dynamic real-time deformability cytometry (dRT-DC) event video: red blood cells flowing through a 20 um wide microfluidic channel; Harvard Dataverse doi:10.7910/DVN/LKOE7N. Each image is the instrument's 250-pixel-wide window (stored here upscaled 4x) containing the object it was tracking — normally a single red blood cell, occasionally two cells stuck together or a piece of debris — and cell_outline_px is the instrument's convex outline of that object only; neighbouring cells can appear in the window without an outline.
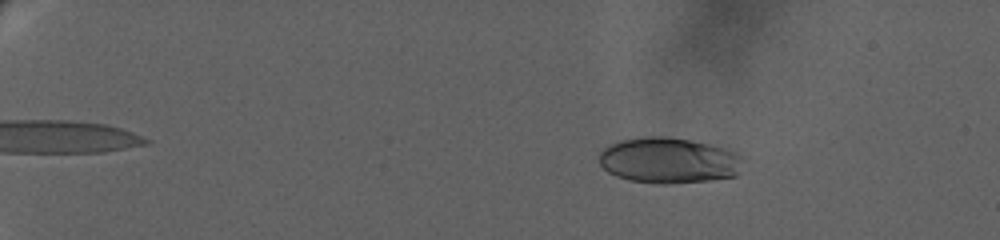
{"species": "human", "species_latin": "Homo sapiens", "temperature_condition": "warm", "stored_images_in_passage": 66, "camera_frame_rate_fps": 3000, "um_per_image_px": 0.085, "donor": {"sex": "female"}, "frame": {"image": 1, "passage_image": 11, "time_ms": 4.0, "image_size_px": [1000, 240], "cell_outline_px": [[740, 172], [736, 176], [708, 180], [664, 184], [660, 184], [628, 180], [616, 176], [608, 172], [600, 164], [600, 152], [604, 148], [620, 140], [644, 136], [668, 136], [692, 140], [712, 144], [740, 152]], "centroid_in_image_um": [56.86, 13.62], "position_along_channel_um": 28.1, "area_um2": 38.61}}
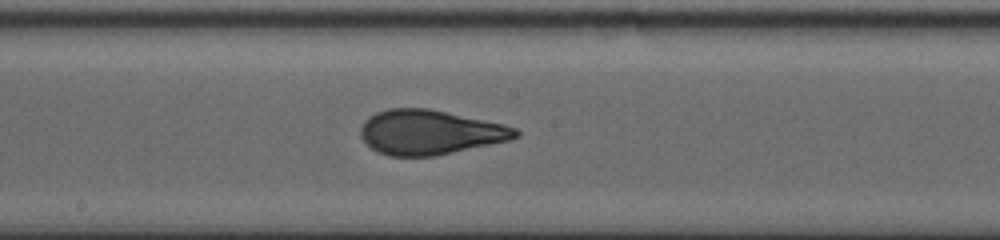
{"frame": {"image": 2, "passage_image": 40, "time_ms": 14.333, "image_size_px": [1000, 240], "cell_outline_px": [[520, 136], [508, 140], [436, 156], [388, 156], [376, 152], [360, 136], [360, 128], [364, 120], [368, 116], [376, 112], [388, 108], [428, 108], [504, 124], [516, 128], [520, 132]], "centroid_in_image_um": [36.51, 11.24], "position_along_channel_um": 211.7, "area_um2": 40.34}}
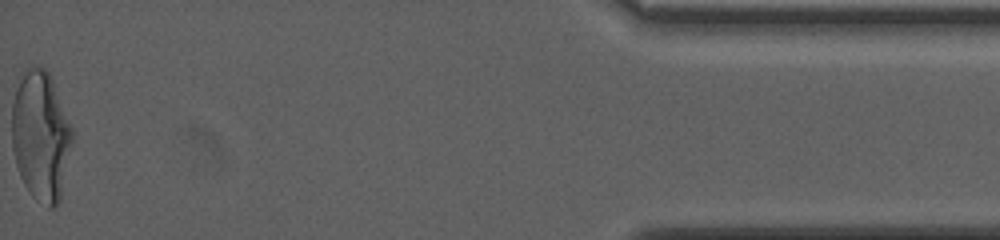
{"frame": {"image": 3, "passage_image": 66, "time_ms": 23.667, "image_size_px": [1000, 240], "cell_outline_px": [[72, 144], [60, 200], [52, 208], [48, 208], [36, 200], [32, 196], [24, 184], [20, 176], [16, 164], [12, 148], [12, 104], [16, 88], [24, 68], [32, 64], [40, 64], [48, 72], [52, 80], [72, 124]], "centroid_in_image_um": [3.46, 11.51], "position_along_channel_um": 431.7, "area_um2": 46.07}, "authors_computed_cell_mechanics": {"area_um2": 39.9109, "velocity_mm_per_s": 3.0849, "shape_relaxation_time_tau1_ms": 10.4064, "shape_relaxation_time_tau2_ms": 0.9593, "deformation_change_tau1": 0.2844, "deformation_change_tau2": 0.0774}}